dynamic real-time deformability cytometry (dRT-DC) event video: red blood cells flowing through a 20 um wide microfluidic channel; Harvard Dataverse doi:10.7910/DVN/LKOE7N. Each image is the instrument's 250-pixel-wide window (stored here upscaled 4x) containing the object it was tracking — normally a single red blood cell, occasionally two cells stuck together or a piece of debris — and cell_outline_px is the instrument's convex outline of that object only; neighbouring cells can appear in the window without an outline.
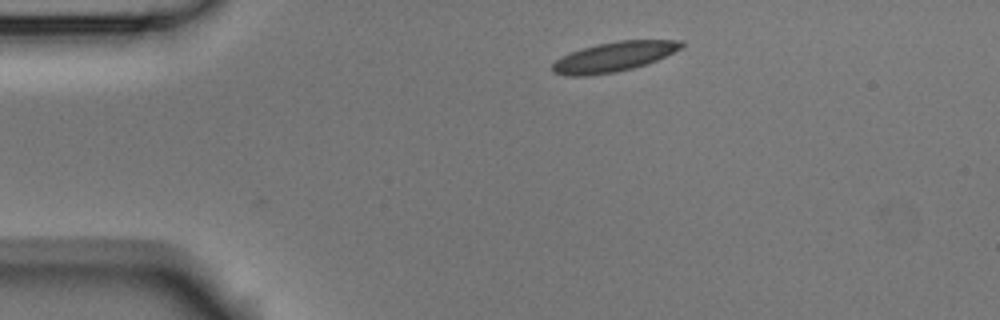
{"species": "Egyptian fruit bat (a non-hibernating species)", "species_latin": "Rousettus aegyptiacus", "temperature_condition": "room temperature", "stored_images_in_passage": 4, "camera_frame_rate_fps": 3000, "um_per_image_px": 0.085, "animal": {"sex": "male"}, "frame": {"image": 1, "passage_image": 1, "time_ms": 0.0, "image_size_px": [1000, 320], "cell_outline_px": [[684, 44], [680, 48], [656, 60], [632, 68], [616, 72], [588, 76], [564, 76], [552, 72], [552, 64], [560, 56], [596, 44], [620, 40], [684, 40]], "centroid_in_image_um": [52.12, 4.83], "position_along_channel_um": 32.9, "area_um2": 22.2}}
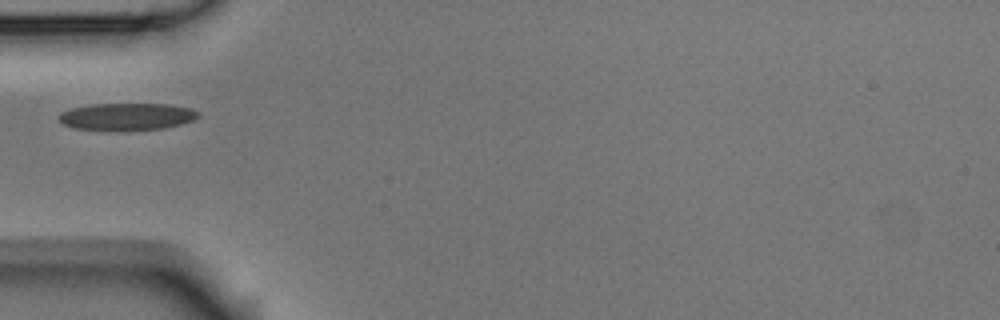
{"frame": {"image": 2, "passage_image": 3, "time_ms": 0.667, "image_size_px": [1000, 320], "cell_outline_px": [[200, 116], [192, 120], [180, 124], [164, 128], [124, 132], [120, 132], [72, 128], [56, 120], [56, 116], [60, 112], [72, 108], [88, 104], [168, 104], [192, 108], [200, 112]], "centroid_in_image_um": [10.73, 9.93], "position_along_channel_um": 74.3, "area_um2": 22.83}}
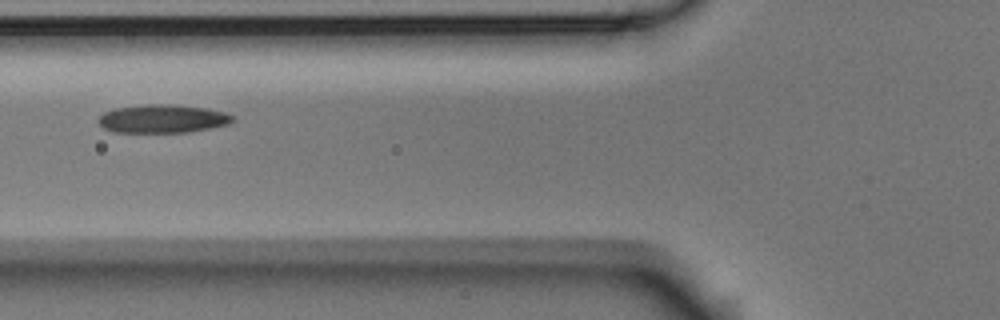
{"frame": {"image": 3, "passage_image": 4, "time_ms": 1.0, "image_size_px": [1000, 320], "cell_outline_px": [[232, 120], [228, 124], [212, 128], [188, 132], [112, 132], [104, 128], [100, 124], [100, 116], [104, 112], [116, 108], [148, 104], [172, 104], [208, 108], [224, 112], [232, 116]], "centroid_in_image_um": [13.83, 10.09], "position_along_channel_um": 112.0, "area_um2": 22.02}}